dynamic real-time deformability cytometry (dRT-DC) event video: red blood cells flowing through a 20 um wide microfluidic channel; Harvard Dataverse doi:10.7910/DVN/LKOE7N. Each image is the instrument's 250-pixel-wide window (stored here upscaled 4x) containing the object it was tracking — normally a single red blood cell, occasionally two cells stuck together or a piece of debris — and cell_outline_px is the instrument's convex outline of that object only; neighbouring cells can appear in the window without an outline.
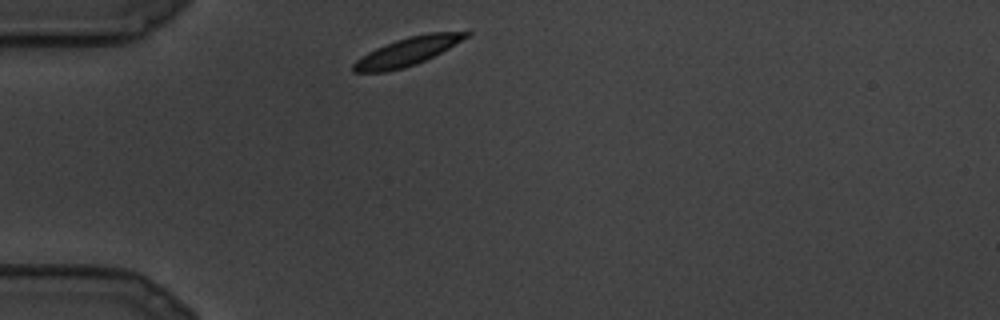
{"species": "common noctule bat (a hibernating species)", "species_latin": "Nyctalus noctula", "temperature_condition": "cold", "stored_images_in_passage": 6, "camera_frame_rate_fps": 3000, "um_per_image_px": 0.085, "animal": {"sex": "male", "body_mass_g": 19.5, "forearm_length_mm": 54.6}, "frame": {"image": 1, "passage_image": 1, "time_ms": 0.0, "image_size_px": [1000, 320], "cell_outline_px": [[472, 32], [468, 36], [448, 48], [416, 64], [404, 68], [384, 72], [352, 72], [352, 64], [356, 60], [368, 52], [376, 48], [396, 40], [408, 36], [428, 32]], "centroid_in_image_um": [34.57, 4.38], "position_along_channel_um": 50.4, "area_um2": 18.21}}
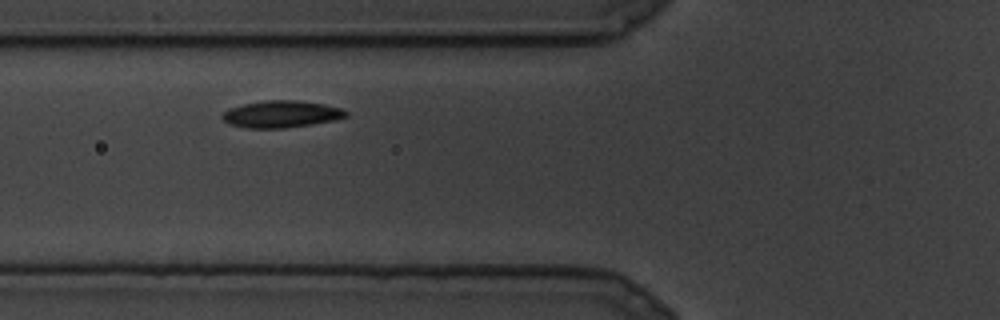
{"frame": {"image": 2, "passage_image": 4, "time_ms": 1.0, "image_size_px": [1000, 320], "cell_outline_px": [[348, 116], [336, 120], [312, 124], [284, 128], [244, 128], [228, 124], [220, 116], [228, 108], [244, 104], [268, 100], [296, 100], [324, 104], [340, 108], [348, 112]], "centroid_in_image_um": [23.9, 9.71], "position_along_channel_um": 101.9, "area_um2": 19.48}}
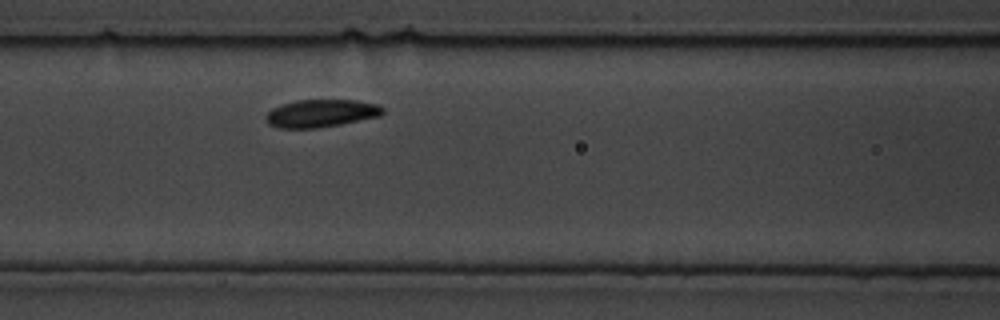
{"frame": {"image": 3, "passage_image": 6, "time_ms": 1.667, "image_size_px": [1000, 320], "cell_outline_px": [[384, 112], [380, 116], [340, 124], [316, 128], [276, 128], [268, 124], [264, 116], [272, 108], [296, 100], [356, 100], [376, 104], [384, 108]], "centroid_in_image_um": [27.27, 9.63], "position_along_channel_um": 139.3, "area_um2": 18.84}}